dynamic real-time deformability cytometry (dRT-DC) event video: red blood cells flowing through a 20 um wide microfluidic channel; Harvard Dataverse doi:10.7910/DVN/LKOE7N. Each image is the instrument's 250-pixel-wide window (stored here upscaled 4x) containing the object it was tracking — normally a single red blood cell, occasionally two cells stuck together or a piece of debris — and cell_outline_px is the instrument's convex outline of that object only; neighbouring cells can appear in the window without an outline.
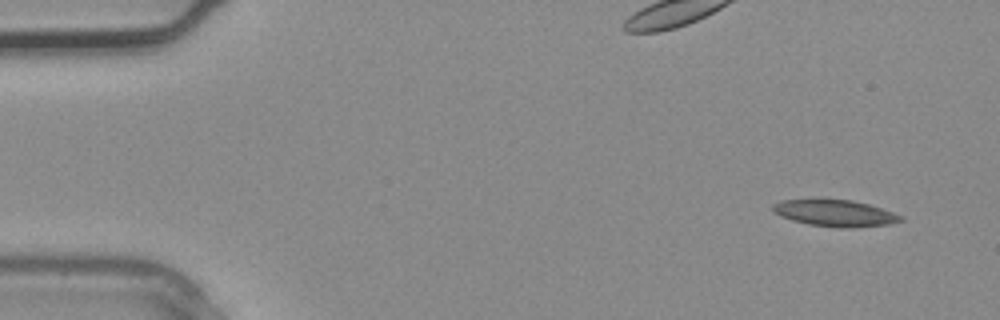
{"species": "common noctule bat (a hibernating species)", "species_latin": "Nyctalus noctula", "temperature_condition": "warm", "stored_images_in_passage": 3, "camera_frame_rate_fps": 3000, "um_per_image_px": 0.085, "animal": {"sex": "male", "body_mass_g": 20.4}, "frame": {"image": 1, "passage_image": 1, "time_ms": 0.0, "image_size_px": [1000, 320], "cell_outline_px": [[904, 220], [888, 224], [852, 228], [840, 228], [808, 224], [792, 220], [780, 216], [772, 208], [772, 204], [780, 200], [852, 200], [868, 204], [904, 216]], "centroid_in_image_um": [70.99, 18.13], "position_along_channel_um": 14.0, "area_um2": 19.59}}